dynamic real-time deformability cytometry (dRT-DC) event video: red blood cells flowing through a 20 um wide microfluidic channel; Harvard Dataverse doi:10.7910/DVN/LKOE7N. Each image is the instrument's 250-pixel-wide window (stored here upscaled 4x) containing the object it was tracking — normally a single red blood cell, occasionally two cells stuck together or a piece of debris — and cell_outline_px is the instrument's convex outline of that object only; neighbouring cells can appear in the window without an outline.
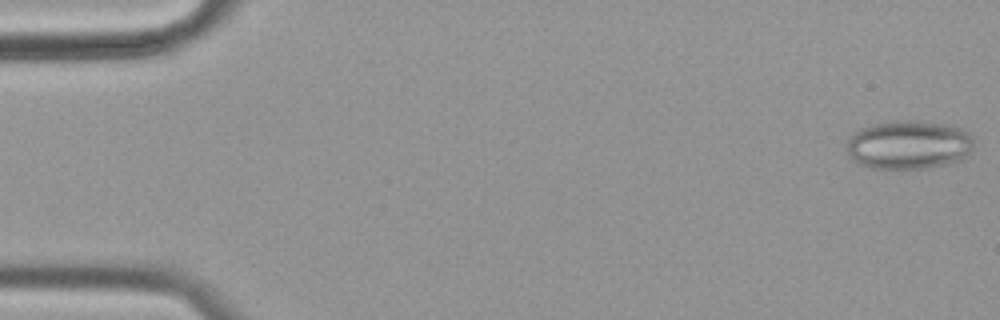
{"species": "common noctule bat (a hibernating species)", "species_latin": "Nyctalus noctula", "temperature_condition": "cold", "stored_images_in_passage": 57, "camera_frame_rate_fps": 3000, "um_per_image_px": 0.085, "animal": {"sex": "female", "body_mass_g": 19.9}, "frame": {"image": 1, "passage_image": 1, "time_ms": 0.0, "image_size_px": [1000, 320], "cell_outline_px": [[972, 152], [968, 156], [960, 160], [944, 164], [924, 168], [872, 168], [860, 164], [848, 156], [848, 136], [860, 128], [872, 124], [896, 120], [920, 120], [944, 124], [960, 128], [968, 132], [972, 136]], "centroid_in_image_um": [77.24, 12.29], "position_along_channel_um": 7.8, "area_um2": 36.24}}
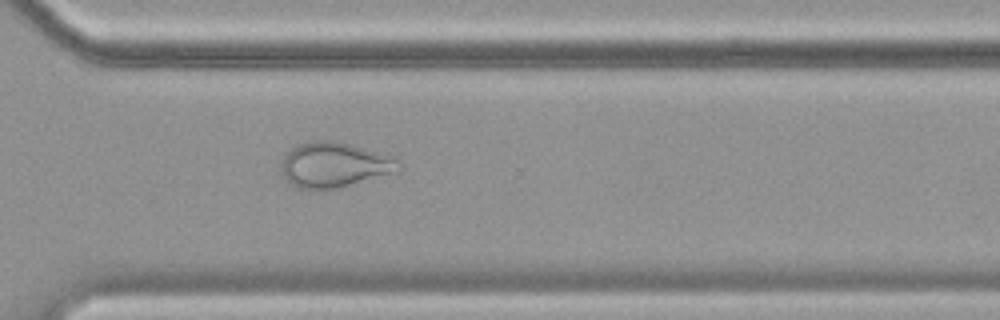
{"frame": {"image": 2, "passage_image": 41, "time_ms": 13.333, "image_size_px": [1000, 320], "cell_outline_px": [[400, 172], [320, 192], [296, 188], [284, 180], [284, 152], [300, 144], [312, 140], [332, 140], [352, 144], [396, 156], [400, 160]], "centroid_in_image_um": [28.47, 14.03], "position_along_channel_um": 342.1, "area_um2": 31.67}}
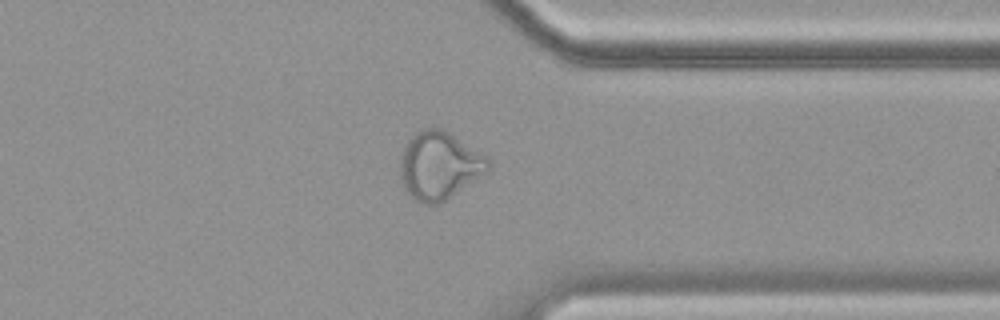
{"frame": {"image": 3, "passage_image": 44, "time_ms": 14.333, "image_size_px": [1000, 320], "cell_outline_px": [[492, 164], [488, 172], [440, 204], [424, 204], [416, 200], [404, 188], [400, 180], [400, 156], [408, 140], [416, 132], [424, 128], [444, 128], [488, 156], [492, 160]], "centroid_in_image_um": [37.38, 14.06], "position_along_channel_um": 374.0, "area_um2": 35.32}}